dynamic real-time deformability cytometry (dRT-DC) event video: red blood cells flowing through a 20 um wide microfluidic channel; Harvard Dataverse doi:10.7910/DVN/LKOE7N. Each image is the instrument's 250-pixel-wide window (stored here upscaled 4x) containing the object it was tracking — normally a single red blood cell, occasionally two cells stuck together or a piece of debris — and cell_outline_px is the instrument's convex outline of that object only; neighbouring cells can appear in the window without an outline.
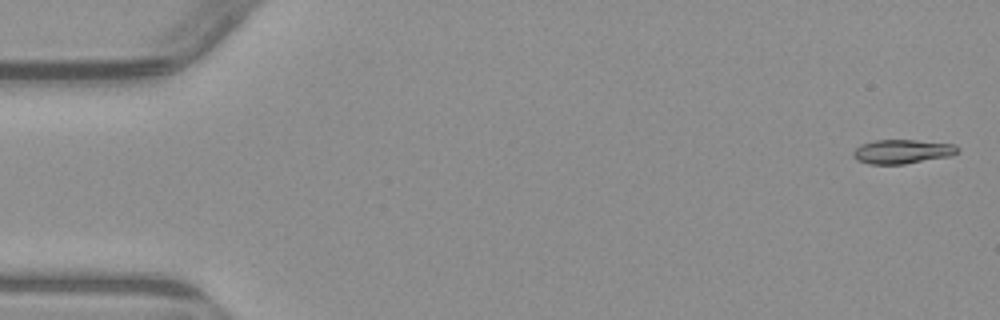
{"species": "common noctule bat (a hibernating species)", "species_latin": "Nyctalus noctula", "temperature_condition": "warm", "stored_images_in_passage": 5, "camera_frame_rate_fps": 3000, "um_per_image_px": 0.085, "animal": {"sex": "male", "body_mass_g": 23.1, "forearm_length_mm": 52.7}, "frame": {"image": 1, "passage_image": 1, "time_ms": 0.0, "image_size_px": [1000, 320], "cell_outline_px": [[960, 152], [952, 156], [904, 164], [868, 164], [856, 160], [852, 156], [852, 152], [860, 144], [876, 140], [916, 140], [956, 144], [960, 148]], "centroid_in_image_um": [76.72, 12.88], "position_along_channel_um": 8.3, "area_um2": 14.97}}
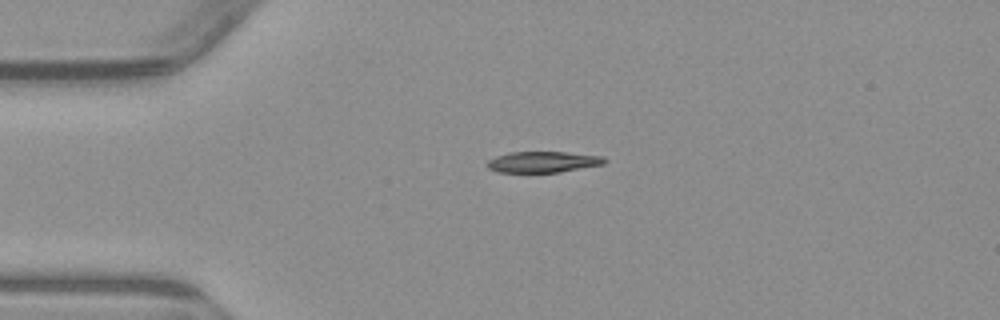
{"frame": {"image": 2, "passage_image": 4, "time_ms": 3.667, "image_size_px": [1000, 320], "cell_outline_px": [[608, 160], [604, 164], [560, 172], [496, 172], [488, 168], [484, 164], [488, 160], [496, 156], [508, 152], [564, 152], [604, 156]], "centroid_in_image_um": [46.13, 13.76], "position_along_channel_um": 38.9, "area_um2": 14.51}}